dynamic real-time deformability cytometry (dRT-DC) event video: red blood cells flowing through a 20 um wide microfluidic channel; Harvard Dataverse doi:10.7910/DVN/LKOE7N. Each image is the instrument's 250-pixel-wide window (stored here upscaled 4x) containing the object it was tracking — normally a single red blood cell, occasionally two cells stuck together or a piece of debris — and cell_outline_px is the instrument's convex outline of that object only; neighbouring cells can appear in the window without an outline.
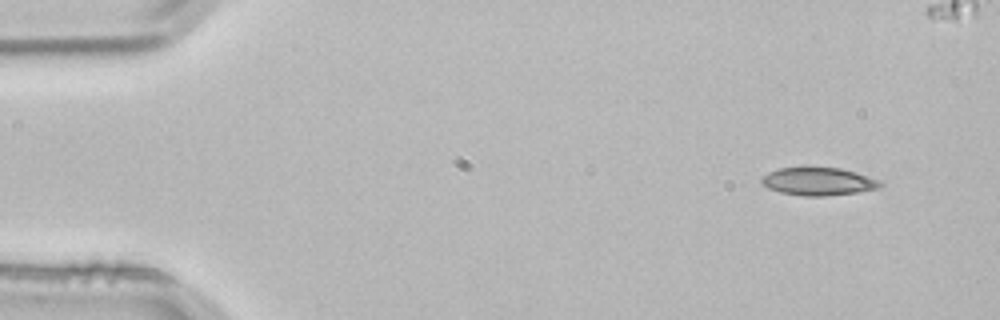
{"species": "common noctule bat (a hibernating species)", "species_latin": "Nyctalus noctula", "temperature_condition": "room temperature", "stored_images_in_passage": 4, "camera_frame_rate_fps": 3000, "um_per_image_px": 0.085, "animal": {"sex": "male", "body_mass_g": 21.5, "forearm_length_mm": 52.0}, "frame": {"image": 1, "passage_image": 1, "time_ms": 0.0, "image_size_px": [1000, 320], "cell_outline_px": [[884, 184], [876, 188], [856, 192], [824, 196], [804, 196], [780, 192], [768, 188], [760, 184], [760, 180], [768, 172], [776, 168], [840, 168], [856, 172], [880, 180]], "centroid_in_image_um": [69.53, 15.42], "position_along_channel_um": 15.5, "area_um2": 19.13}}
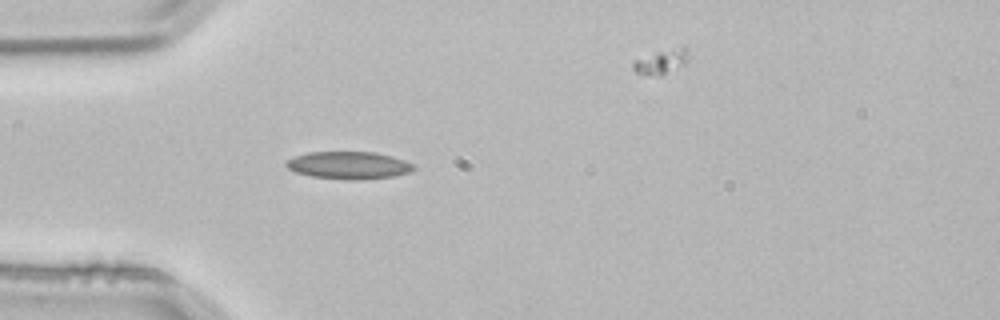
{"frame": {"image": 2, "passage_image": 3, "time_ms": 0.667, "image_size_px": [1000, 320], "cell_outline_px": [[416, 168], [412, 172], [396, 176], [360, 180], [344, 180], [312, 176], [296, 172], [288, 168], [284, 164], [288, 160], [296, 156], [308, 152], [376, 152], [392, 156], [404, 160], [412, 164]], "centroid_in_image_um": [29.69, 14.06], "position_along_channel_um": 55.3, "area_um2": 20.52}}